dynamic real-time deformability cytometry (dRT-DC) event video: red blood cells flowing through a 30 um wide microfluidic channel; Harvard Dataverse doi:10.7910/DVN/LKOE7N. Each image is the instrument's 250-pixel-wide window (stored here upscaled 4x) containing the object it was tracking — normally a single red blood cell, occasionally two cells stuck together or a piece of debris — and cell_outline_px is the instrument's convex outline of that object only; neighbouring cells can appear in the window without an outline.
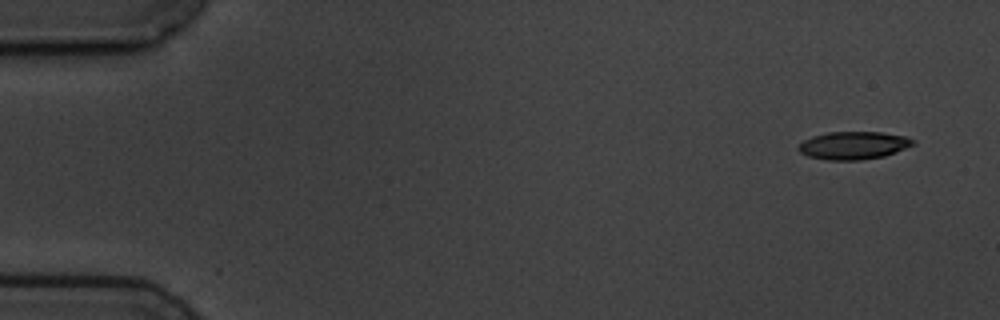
{"species": "common noctule bat (a hibernating species)", "species_latin": "Nyctalus noctula", "temperature_condition": "cold", "stored_images_in_passage": 5, "segment_of_instrument_passage": [1, 2], "camera_frame_rate_fps": 3000, "um_per_image_px": 0.085, "animal": {"sex": "male", "body_mass_g": 19.5, "forearm_length_mm": 54.6}, "frame": {"image": 1, "passage_image": 1, "time_ms": 0.0, "image_size_px": [1000, 320], "cell_outline_px": [[916, 144], [896, 152], [884, 156], [860, 160], [828, 160], [808, 156], [800, 152], [796, 148], [804, 140], [812, 136], [828, 132], [880, 132], [904, 136], [916, 140]], "centroid_in_image_um": [72.56, 12.36], "position_along_channel_um": 12.4, "area_um2": 18.61}}
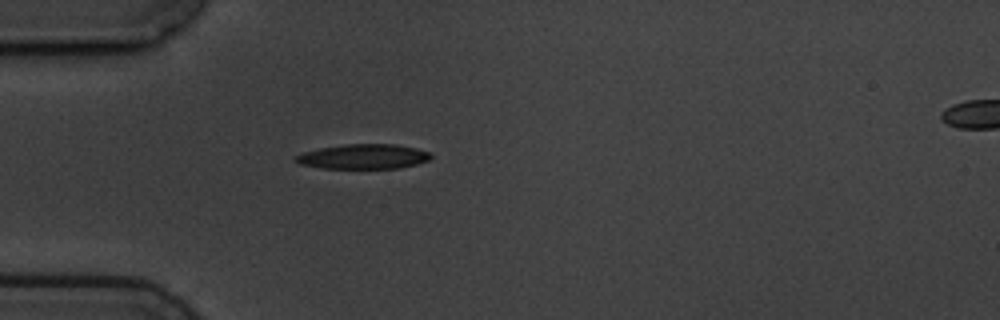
{"frame": {"image": 2, "passage_image": 4, "time_ms": 4.333, "image_size_px": [1000, 320], "cell_outline_px": [[432, 156], [428, 160], [416, 164], [400, 168], [324, 168], [300, 164], [292, 160], [296, 156], [304, 152], [320, 148], [344, 144], [396, 144], [416, 148], [432, 152]], "centroid_in_image_um": [30.91, 13.3], "position_along_channel_um": 54.1, "area_um2": 19.54}}